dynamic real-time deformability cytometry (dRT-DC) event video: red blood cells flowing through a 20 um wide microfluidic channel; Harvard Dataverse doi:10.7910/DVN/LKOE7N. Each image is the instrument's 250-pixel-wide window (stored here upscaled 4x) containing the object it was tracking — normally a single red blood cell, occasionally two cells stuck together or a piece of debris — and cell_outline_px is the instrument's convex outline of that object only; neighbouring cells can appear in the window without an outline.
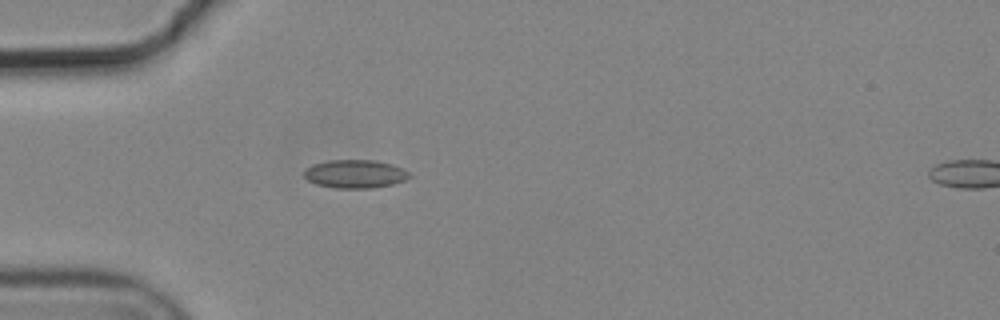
{"species": "common noctule bat (a hibernating species)", "species_latin": "Nyctalus noctula", "temperature_condition": "cold", "stored_images_in_passage": 2, "camera_frame_rate_fps": 3000, "um_per_image_px": 0.085, "animal": {"sex": "male", "body_mass_g": 19.2, "forearm_length_mm": 51.8}, "frame": {"image": 1, "passage_image": 1, "time_ms": 0.0, "image_size_px": [1000, 320], "cell_outline_px": [[412, 176], [404, 180], [392, 184], [372, 188], [336, 188], [316, 184], [308, 180], [304, 176], [304, 168], [312, 164], [328, 160], [376, 160], [392, 164], [408, 172]], "centroid_in_image_um": [30.15, 14.77], "position_along_channel_um": 54.9, "area_um2": 17.4}}